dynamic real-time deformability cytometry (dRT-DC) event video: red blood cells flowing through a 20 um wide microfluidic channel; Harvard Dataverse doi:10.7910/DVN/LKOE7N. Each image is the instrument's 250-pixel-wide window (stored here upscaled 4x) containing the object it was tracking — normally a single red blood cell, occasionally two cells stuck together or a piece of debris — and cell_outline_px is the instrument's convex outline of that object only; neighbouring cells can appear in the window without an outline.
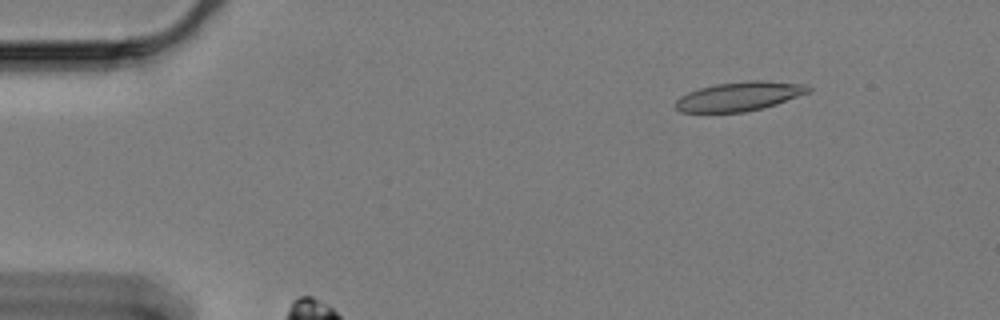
{"species": "Egyptian fruit bat (a non-hibernating species)", "species_latin": "Rousettus aegyptiacus", "temperature_condition": "cold", "stored_images_in_passage": 54, "segment_of_instrument_passage": [1, 3], "camera_frame_rate_fps": 3000, "um_per_image_px": 0.085, "animal": {"sex": "female"}, "frame": {"image": 1, "passage_image": 1, "time_ms": 0.0, "image_size_px": [1000, 320], "cell_outline_px": [[812, 92], [776, 104], [744, 112], [680, 112], [676, 108], [676, 100], [680, 96], [688, 92], [700, 88], [716, 84], [752, 80], [760, 80], [804, 84], [812, 88]], "centroid_in_image_um": [62.87, 8.18], "position_along_channel_um": 22.1, "area_um2": 22.43}}